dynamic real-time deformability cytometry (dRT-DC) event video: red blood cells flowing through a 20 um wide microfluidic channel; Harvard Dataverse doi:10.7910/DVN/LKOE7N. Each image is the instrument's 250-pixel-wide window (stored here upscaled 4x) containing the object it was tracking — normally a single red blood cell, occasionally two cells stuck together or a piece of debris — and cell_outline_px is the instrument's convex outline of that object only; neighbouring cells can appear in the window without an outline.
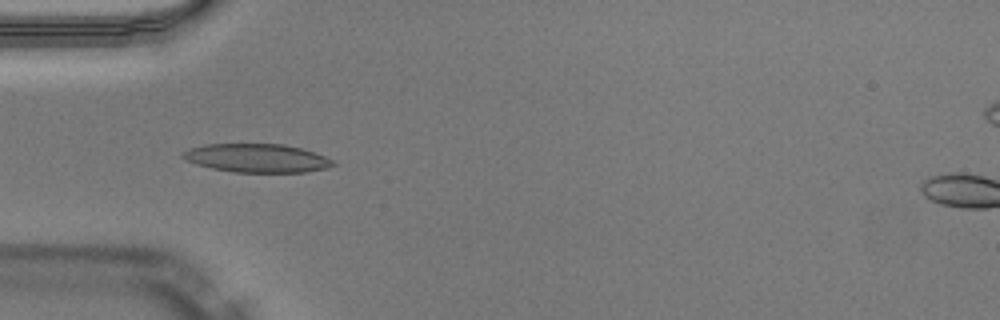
{"species": "Egyptian fruit bat (a non-hibernating species)", "species_latin": "Rousettus aegyptiacus", "temperature_condition": "warm", "stored_images_in_passage": 48, "camera_frame_rate_fps": 3000, "um_per_image_px": 0.085, "animal": {"sex": "male"}, "frame": {"image": 1, "passage_image": 14, "time_ms": 4.333, "image_size_px": [1000, 320], "cell_outline_px": [[336, 164], [328, 168], [308, 172], [232, 172], [212, 168], [196, 164], [184, 160], [180, 156], [188, 148], [204, 144], [284, 144], [300, 148], [324, 156], [332, 160]], "centroid_in_image_um": [21.8, 13.44], "position_along_channel_um": 63.2, "area_um2": 25.03}}
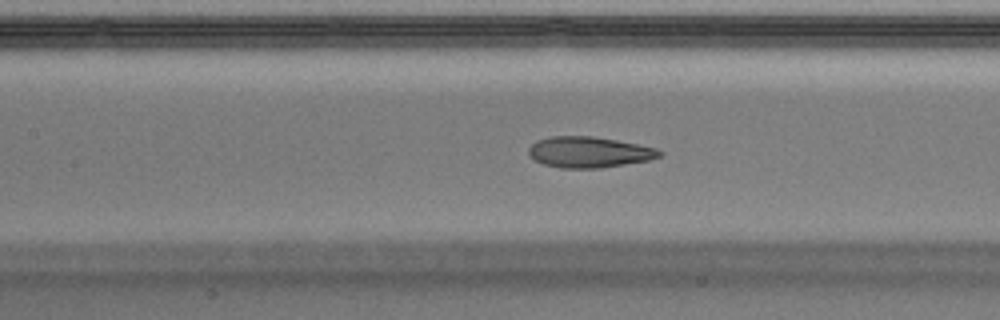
{"frame": {"image": 2, "passage_image": 21, "time_ms": 6.667, "image_size_px": [1000, 320], "cell_outline_px": [[664, 152], [660, 156], [648, 160], [600, 168], [560, 168], [544, 164], [536, 160], [528, 152], [528, 148], [536, 140], [552, 136], [592, 136], [616, 140], [656, 148]], "centroid_in_image_um": [50.06, 12.93], "position_along_channel_um": 157.3, "area_um2": 23.35}, "authors_computed_cell_mechanics": {"area_um2": 24.1315, "velocity_mm_per_s": 4.0501, "shape_relaxation_time_tau1_ms": 10.6799, "shape_relaxation_time_tau2_ms": 1.3798, "deformation_change_tau1": 0.3076, "deformation_change_tau2": 0.0914}}